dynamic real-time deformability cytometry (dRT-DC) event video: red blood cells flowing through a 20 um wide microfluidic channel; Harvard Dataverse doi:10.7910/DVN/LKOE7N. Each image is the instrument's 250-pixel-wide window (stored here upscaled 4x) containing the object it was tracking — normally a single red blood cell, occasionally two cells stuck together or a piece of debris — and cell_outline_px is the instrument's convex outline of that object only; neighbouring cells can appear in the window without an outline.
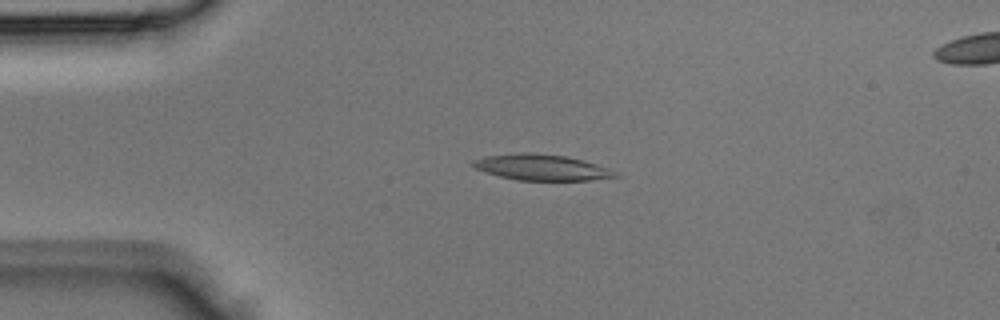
{"species": "Egyptian fruit bat (a non-hibernating species)", "species_latin": "Rousettus aegyptiacus", "temperature_condition": "room temperature", "stored_images_in_passage": 3, "camera_frame_rate_fps": 3000, "um_per_image_px": 0.085, "animal": {"sex": "male"}, "frame": {"image": 1, "passage_image": 2, "time_ms": 0.333, "image_size_px": [1000, 320], "cell_outline_px": [[620, 176], [588, 180], [516, 180], [500, 176], [476, 168], [472, 164], [472, 160], [484, 156], [516, 152], [528, 152], [564, 156], [584, 160], [608, 168], [616, 172]], "centroid_in_image_um": [46.02, 14.21], "position_along_channel_um": 39.0, "area_um2": 21.33}}
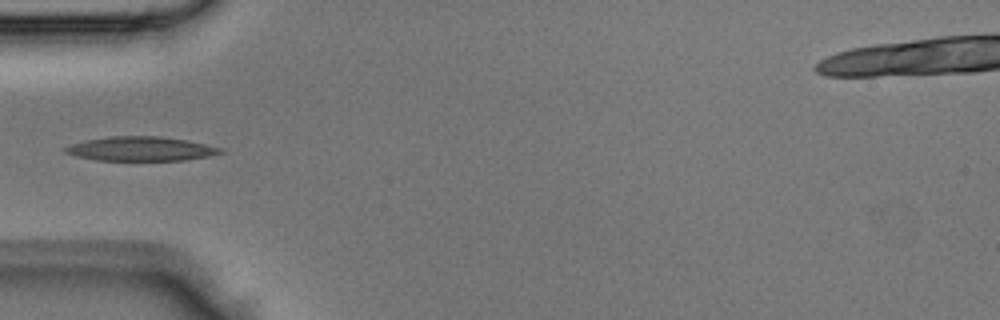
{"frame": {"image": 2, "passage_image": 3, "time_ms": 0.667, "image_size_px": [1000, 320], "cell_outline_px": [[224, 152], [208, 156], [184, 160], [96, 160], [76, 156], [64, 152], [60, 148], [72, 144], [88, 140], [112, 136], [160, 136], [188, 140], [224, 148]], "centroid_in_image_um": [11.98, 12.64], "position_along_channel_um": 73.0, "area_um2": 21.91}}